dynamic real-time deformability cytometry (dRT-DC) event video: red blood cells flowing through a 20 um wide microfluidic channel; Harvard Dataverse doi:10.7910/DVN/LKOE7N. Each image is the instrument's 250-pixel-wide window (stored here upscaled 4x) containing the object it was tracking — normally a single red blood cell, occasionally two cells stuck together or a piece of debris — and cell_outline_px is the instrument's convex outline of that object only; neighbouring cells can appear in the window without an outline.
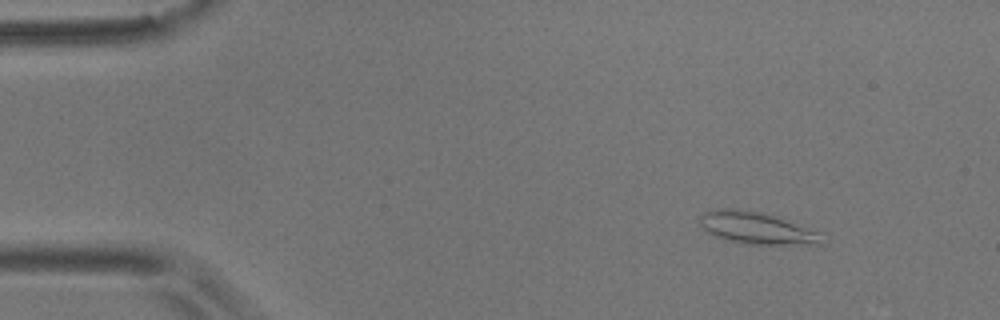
{"species": "common noctule bat (a hibernating species)", "species_latin": "Nyctalus noctula", "temperature_condition": "room temperature", "stored_images_in_passage": 5, "camera_frame_rate_fps": 3000, "um_per_image_px": 0.085, "animal": {"sex": "male", "body_mass_g": 17.9}, "frame": {"image": 1, "passage_image": 1, "time_ms": 0.0, "image_size_px": [1000, 320], "cell_outline_px": [[824, 244], [744, 244], [728, 240], [716, 236], [708, 232], [700, 224], [700, 216], [704, 212], [716, 208], [740, 208], [760, 212], [784, 220], [816, 232]], "centroid_in_image_um": [64.19, 19.37], "position_along_channel_um": 20.8, "area_um2": 22.08}}
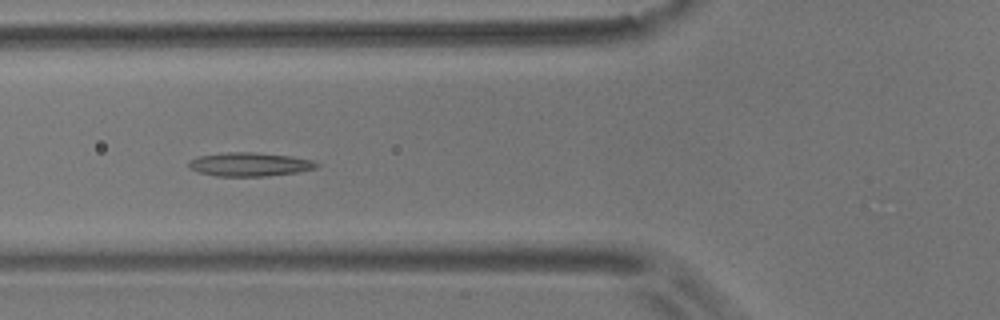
{"frame": {"image": 2, "passage_image": 5, "time_ms": 4.667, "image_size_px": [1000, 320], "cell_outline_px": [[320, 164], [316, 168], [296, 172], [268, 176], [216, 176], [200, 172], [188, 168], [188, 160], [196, 156], [228, 152], [252, 152], [292, 156], [312, 160]], "centroid_in_image_um": [21.19, 13.96], "position_along_channel_um": 104.6, "area_um2": 17.74}}